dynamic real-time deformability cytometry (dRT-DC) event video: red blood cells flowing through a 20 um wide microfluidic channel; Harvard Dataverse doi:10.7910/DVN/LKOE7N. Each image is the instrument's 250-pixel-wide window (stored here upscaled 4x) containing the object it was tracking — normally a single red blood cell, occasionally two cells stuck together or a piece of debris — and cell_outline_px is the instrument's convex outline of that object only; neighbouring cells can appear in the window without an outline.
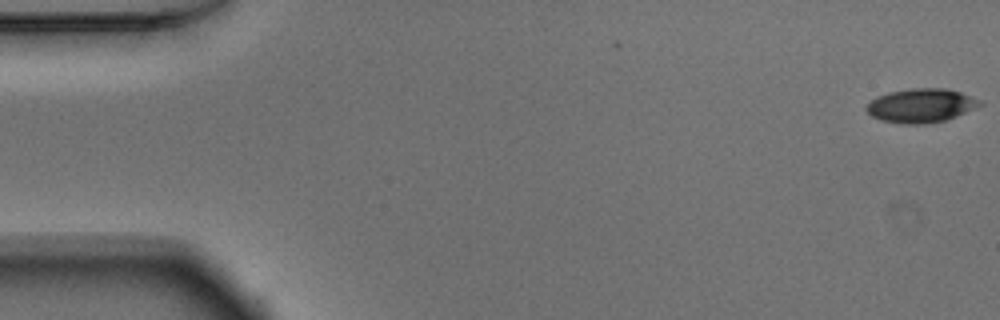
{"species": "Egyptian fruit bat (a non-hibernating species)", "species_latin": "Rousettus aegyptiacus", "temperature_condition": "warm", "stored_images_in_passage": 52, "camera_frame_rate_fps": 3000, "um_per_image_px": 0.085, "animal": {"sex": "male"}, "frame": {"image": 1, "passage_image": 1, "time_ms": 0.0, "image_size_px": [1000, 320], "cell_outline_px": [[984, 104], [976, 108], [956, 116], [944, 120], [924, 124], [904, 124], [880, 120], [872, 116], [864, 108], [876, 96], [888, 92], [912, 88], [948, 88], [972, 96], [980, 100]], "centroid_in_image_um": [78.29, 8.96], "position_along_channel_um": 6.7, "area_um2": 22.48}}
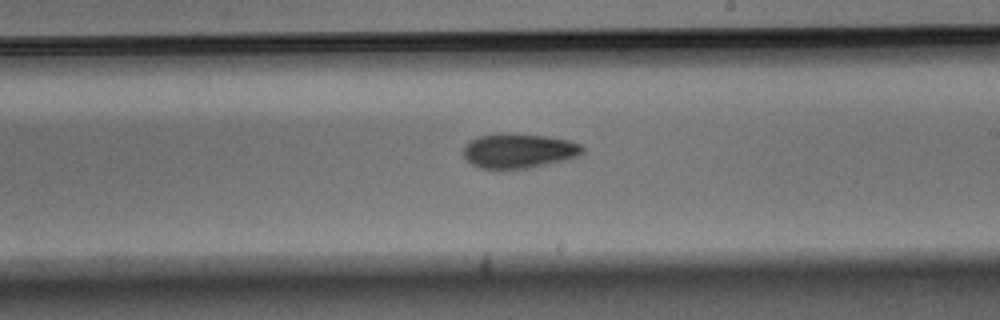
{"frame": {"image": 2, "passage_image": 30, "time_ms": 9.667, "image_size_px": [1000, 320], "cell_outline_px": [[584, 152], [580, 156], [564, 160], [528, 168], [480, 168], [472, 164], [464, 156], [464, 148], [472, 140], [480, 136], [500, 132], [516, 132], [544, 136], [568, 140], [580, 144], [584, 148]], "centroid_in_image_um": [44.13, 12.79], "position_along_channel_um": 244.9, "area_um2": 23.99}}
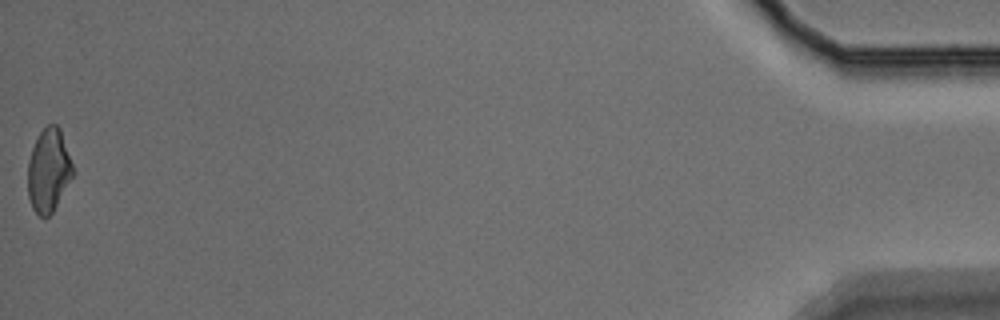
{"frame": {"image": 3, "passage_image": 52, "time_ms": 17.0, "image_size_px": [1000, 320], "cell_outline_px": [[72, 176], [52, 212], [48, 216], [40, 216], [32, 208], [28, 196], [28, 160], [32, 148], [40, 132], [48, 124], [56, 124], [60, 128], [72, 164]], "centroid_in_image_um": [4.1, 14.47], "position_along_channel_um": 431.1, "area_um2": 21.39}, "authors_computed_cell_mechanics": {"area_um2": 23.0911, "velocity_mm_per_s": 3.9007, "shape_relaxation_time_tau1_ms": 5.5119, "shape_relaxation_time_tau2_ms": null, "deformation_change_tau1": 0.1455, "deformation_change_tau2": null}}